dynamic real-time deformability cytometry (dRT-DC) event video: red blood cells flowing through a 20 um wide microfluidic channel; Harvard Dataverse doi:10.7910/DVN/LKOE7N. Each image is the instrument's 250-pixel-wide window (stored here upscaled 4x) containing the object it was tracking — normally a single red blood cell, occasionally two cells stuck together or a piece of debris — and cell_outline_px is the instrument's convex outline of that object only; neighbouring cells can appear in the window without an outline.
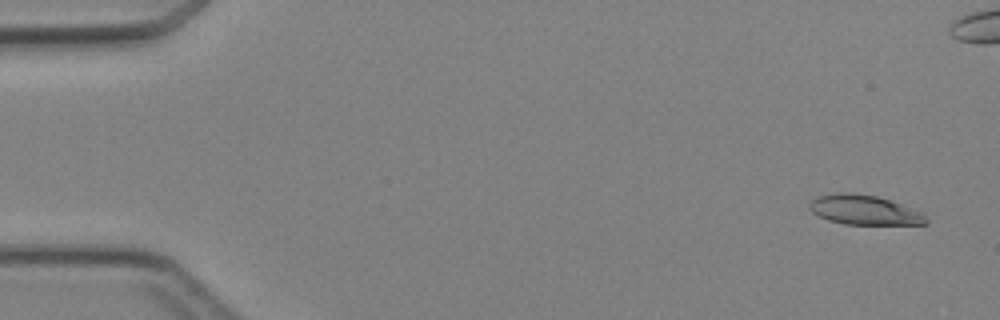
{"species": "Egyptian fruit bat (a non-hibernating species)", "species_latin": "Rousettus aegyptiacus", "temperature_condition": "cold", "stored_images_in_passage": 5, "camera_frame_rate_fps": 3000, "um_per_image_px": 0.085, "animal": {"sex": "female"}, "frame": {"image": 1, "passage_image": 1, "time_ms": 0.0, "image_size_px": [1000, 320], "cell_outline_px": [[928, 224], [844, 224], [828, 220], [812, 212], [808, 208], [808, 204], [816, 196], [836, 192], [848, 192], [876, 196], [924, 212], [928, 220]], "centroid_in_image_um": [73.45, 17.84], "position_along_channel_um": 11.6, "area_um2": 20.17}}
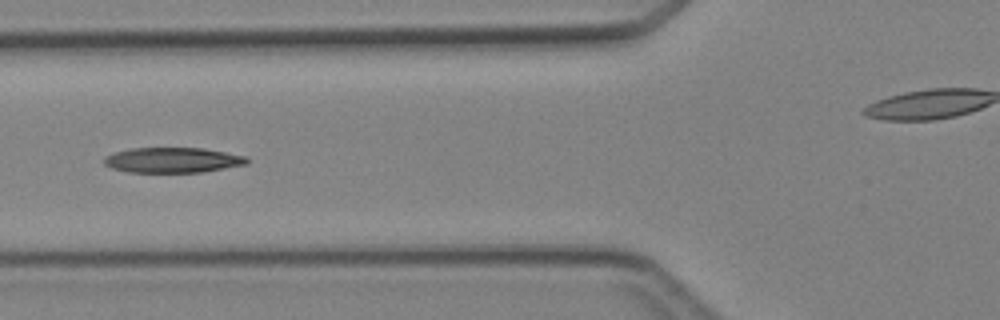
{"frame": {"image": 2, "passage_image": 5, "time_ms": 5.333, "image_size_px": [1000, 320], "cell_outline_px": [[248, 164], [204, 172], [128, 172], [112, 168], [104, 164], [104, 156], [116, 152], [132, 148], [204, 148], [248, 156]], "centroid_in_image_um": [14.71, 13.61], "position_along_channel_um": 111.1, "area_um2": 21.1}}